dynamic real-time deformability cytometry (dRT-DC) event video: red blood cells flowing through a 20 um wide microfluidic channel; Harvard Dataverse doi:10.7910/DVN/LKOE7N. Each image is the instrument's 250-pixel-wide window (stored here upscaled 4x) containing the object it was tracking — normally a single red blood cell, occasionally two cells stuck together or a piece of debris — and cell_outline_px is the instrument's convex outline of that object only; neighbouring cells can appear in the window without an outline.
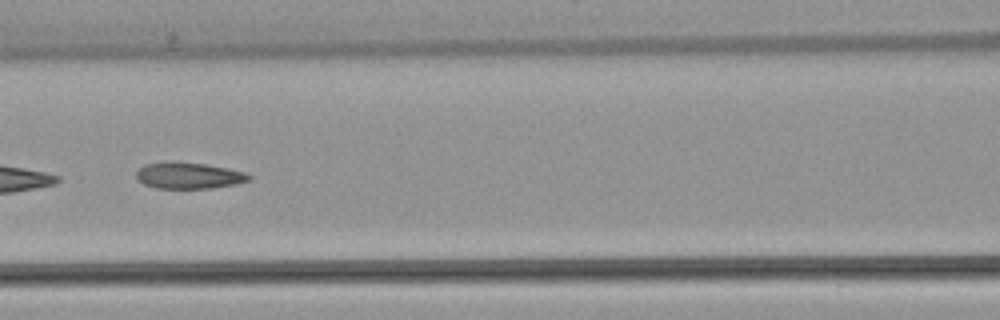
{"species": "common noctule bat (a hibernating species)", "species_latin": "Nyctalus noctula", "temperature_condition": "warm", "stored_images_in_passage": 6, "camera_frame_rate_fps": 3000, "um_per_image_px": 0.085, "animal": {"sex": "female", "body_mass_g": 22.7, "forearm_length_mm": 54.2}, "frame": {"image": 1, "passage_image": 6, "time_ms": 6.0, "image_size_px": [1000, 320], "cell_outline_px": [[252, 176], [248, 180], [236, 184], [212, 188], [156, 188], [144, 184], [136, 180], [136, 172], [144, 164], [172, 160], [176, 160], [204, 164], [228, 168], [248, 172]], "centroid_in_image_um": [16.02, 14.9], "position_along_channel_um": 150.6, "area_um2": 17.63}}